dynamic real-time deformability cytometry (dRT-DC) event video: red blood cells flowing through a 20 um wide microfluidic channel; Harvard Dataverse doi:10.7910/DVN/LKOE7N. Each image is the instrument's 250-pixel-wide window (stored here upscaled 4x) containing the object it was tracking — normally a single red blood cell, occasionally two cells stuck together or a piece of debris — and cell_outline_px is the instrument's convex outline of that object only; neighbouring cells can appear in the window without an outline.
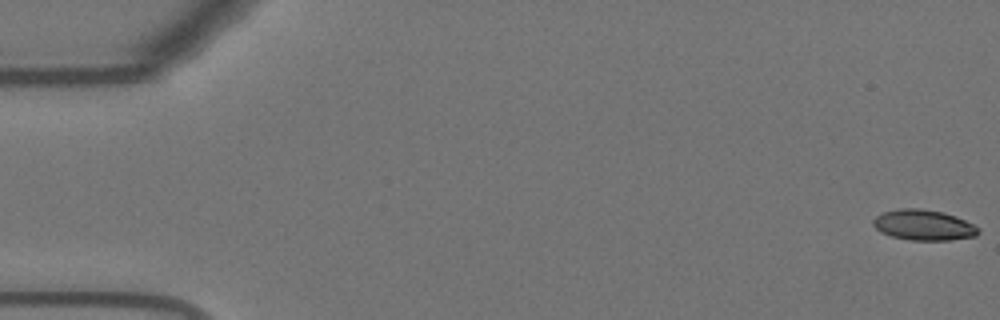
{"species": "Egyptian fruit bat (a non-hibernating species)", "species_latin": "Rousettus aegyptiacus", "temperature_condition": "warm", "stored_images_in_passage": 51, "camera_frame_rate_fps": 3000, "um_per_image_px": 0.085, "animal": {"sex": "female"}, "frame": {"image": 1, "passage_image": 1, "time_ms": 0.0, "image_size_px": [1000, 320], "cell_outline_px": [[980, 232], [976, 236], [952, 240], [908, 240], [892, 236], [880, 232], [872, 224], [872, 220], [876, 216], [884, 212], [896, 208], [920, 208], [944, 212], [956, 216], [980, 228]], "centroid_in_image_um": [78.51, 19.12], "position_along_channel_um": 6.5, "area_um2": 18.9}}
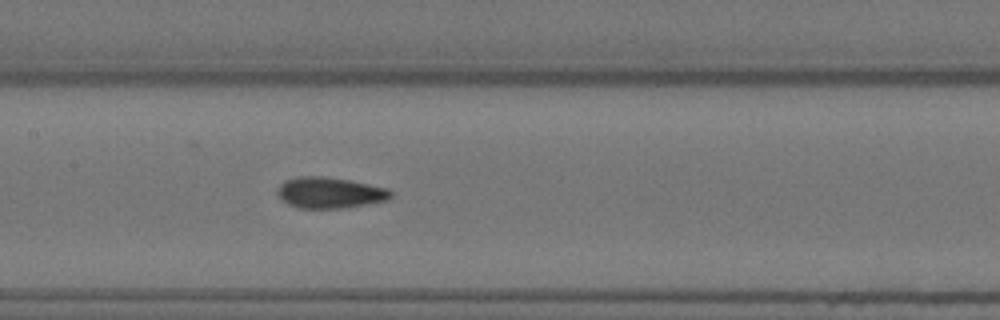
{"frame": {"image": 2, "passage_image": 27, "time_ms": 8.667, "image_size_px": [1000, 320], "cell_outline_px": [[392, 196], [388, 200], [344, 208], [300, 208], [288, 204], [276, 192], [276, 188], [284, 180], [296, 176], [324, 176], [348, 180], [388, 188], [392, 192]], "centroid_in_image_um": [28.01, 16.37], "position_along_channel_um": 179.4, "area_um2": 20.52}}
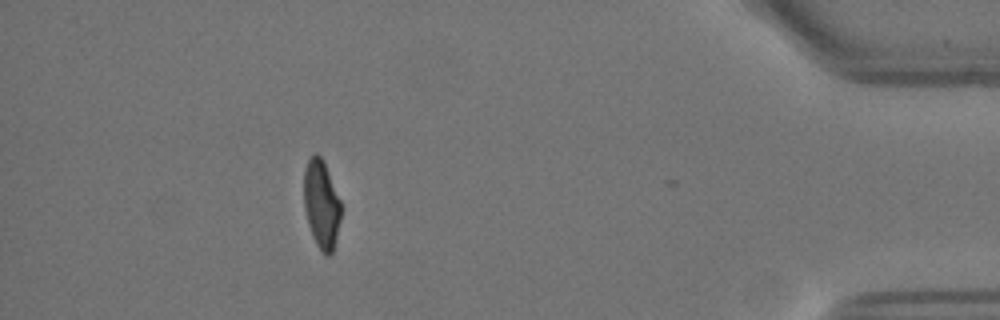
{"frame": {"image": 3, "passage_image": 50, "time_ms": 16.333, "image_size_px": [1000, 320], "cell_outline_px": [[340, 220], [332, 252], [328, 256], [324, 256], [316, 244], [312, 236], [308, 224], [304, 208], [304, 168], [308, 160], [316, 152], [324, 160], [340, 200]], "centroid_in_image_um": [27.3, 17.35], "position_along_channel_um": 407.9, "area_um2": 19.07}, "authors_computed_cell_mechanics": {"area_um2": 20.23, "velocity_mm_per_s": 3.6899, "shape_relaxation_time_tau1_ms": null, "shape_relaxation_time_tau2_ms": 1.2268, "deformation_change_tau1": null, "deformation_change_tau2": 0.0686}}